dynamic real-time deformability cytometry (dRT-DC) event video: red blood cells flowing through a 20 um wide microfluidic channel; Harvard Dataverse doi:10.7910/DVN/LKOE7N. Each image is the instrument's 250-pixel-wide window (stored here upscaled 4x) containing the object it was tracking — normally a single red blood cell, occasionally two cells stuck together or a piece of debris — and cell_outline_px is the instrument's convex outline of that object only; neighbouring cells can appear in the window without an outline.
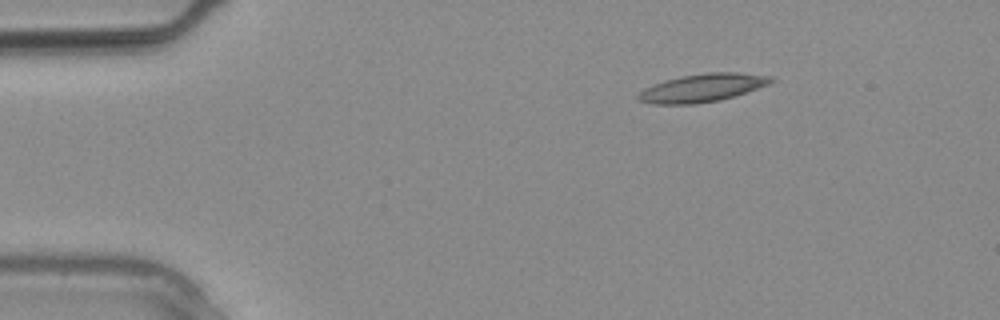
{"species": "common noctule bat (a hibernating species)", "species_latin": "Nyctalus noctula", "temperature_condition": "warm", "stored_images_in_passage": 2, "camera_frame_rate_fps": 3000, "um_per_image_px": 0.085, "animal": {"sex": "male", "body_mass_g": 20.4}, "frame": {"image": 1, "passage_image": 1, "time_ms": 0.0, "image_size_px": [1000, 320], "cell_outline_px": [[776, 80], [772, 84], [720, 100], [692, 104], [652, 104], [640, 100], [636, 96], [644, 88], [664, 80], [680, 76], [708, 72], [740, 72], [772, 76]], "centroid_in_image_um": [59.75, 7.45], "position_along_channel_um": 25.2, "area_um2": 21.85}}